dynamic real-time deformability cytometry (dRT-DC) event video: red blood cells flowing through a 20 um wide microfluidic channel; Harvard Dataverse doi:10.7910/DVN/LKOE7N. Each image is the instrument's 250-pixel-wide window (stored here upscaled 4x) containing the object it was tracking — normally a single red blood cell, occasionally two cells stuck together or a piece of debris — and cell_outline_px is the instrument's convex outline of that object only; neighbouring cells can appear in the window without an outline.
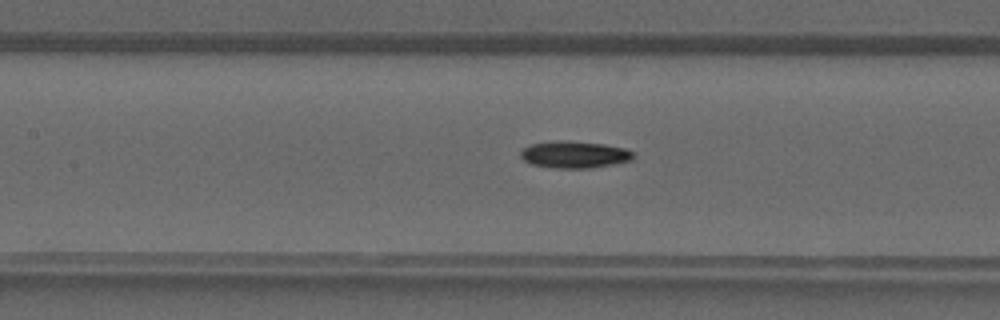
{"species": "common noctule bat (a hibernating species)", "species_latin": "Nyctalus noctula", "temperature_condition": "warm", "stored_images_in_passage": 32, "camera_frame_rate_fps": 3000, "um_per_image_px": 0.085, "animal": {"sex": "male", "forearm_length_mm": 52.5}, "frame": {"image": 1, "passage_image": 10, "time_ms": 3.0, "image_size_px": [1000, 320], "cell_outline_px": [[636, 156], [632, 160], [592, 168], [556, 168], [532, 164], [524, 160], [520, 156], [520, 152], [524, 148], [532, 144], [552, 140], [564, 140], [604, 144], [624, 148], [632, 152]], "centroid_in_image_um": [48.83, 13.13], "position_along_channel_um": 158.6, "area_um2": 17.69}}
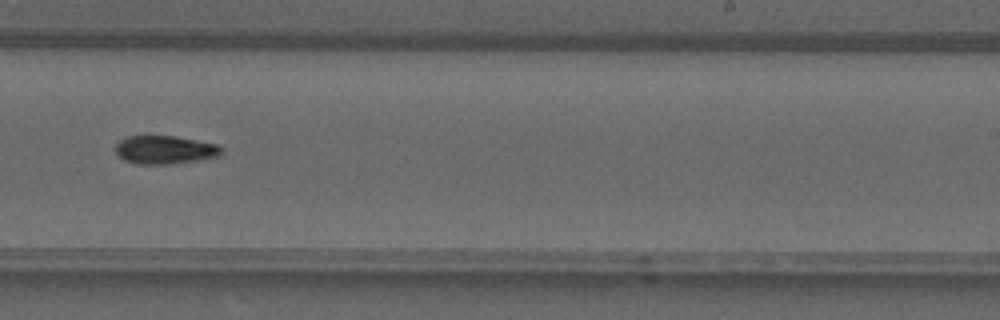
{"frame": {"image": 2, "passage_image": 17, "time_ms": 5.333, "image_size_px": [1000, 320], "cell_outline_px": [[220, 156], [200, 160], [168, 164], [136, 164], [124, 160], [116, 152], [116, 144], [120, 140], [128, 136], [172, 136], [196, 140], [216, 144], [220, 148]], "centroid_in_image_um": [13.99, 12.74], "position_along_channel_um": 275.0, "area_um2": 17.28}}
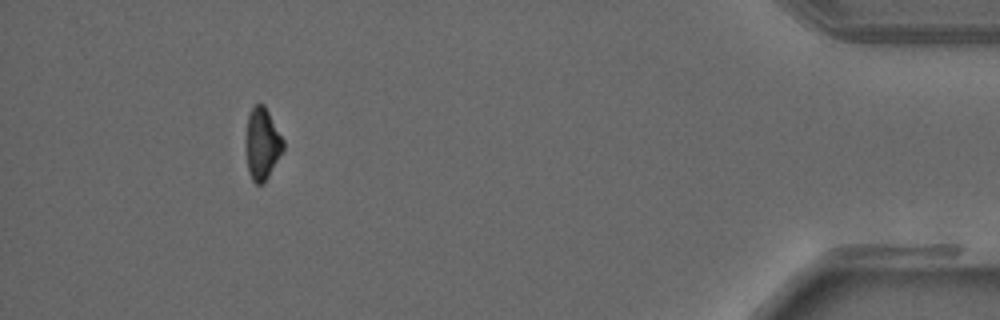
{"frame": {"image": 3, "passage_image": 29, "time_ms": 9.333, "image_size_px": [1000, 320], "cell_outline_px": [[284, 148], [264, 184], [256, 184], [252, 180], [248, 172], [244, 144], [248, 116], [252, 108], [256, 104], [264, 104], [284, 140]], "centroid_in_image_um": [22.26, 12.24], "position_along_channel_um": 412.9, "area_um2": 15.84}}